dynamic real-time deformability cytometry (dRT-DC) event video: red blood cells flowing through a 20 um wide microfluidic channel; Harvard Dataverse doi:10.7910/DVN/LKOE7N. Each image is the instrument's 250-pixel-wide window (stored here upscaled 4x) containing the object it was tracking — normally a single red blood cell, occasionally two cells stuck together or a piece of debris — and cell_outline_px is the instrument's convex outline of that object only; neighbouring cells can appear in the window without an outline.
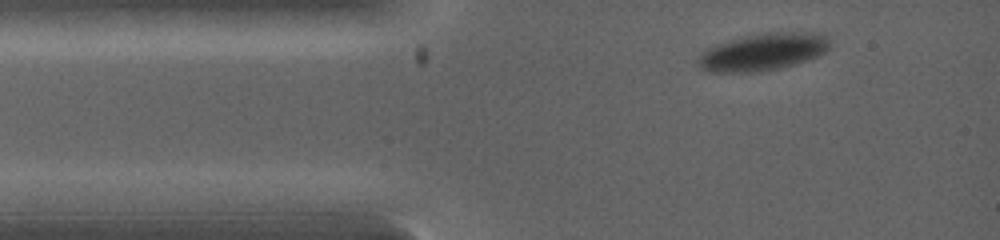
{"species": "common noctule bat (a hibernating species)", "species_latin": "Nyctalus noctula", "temperature_condition": "warm", "stored_images_in_passage": 2, "camera_frame_rate_fps": 5000, "um_per_image_px": 0.085, "animal": {"sex": "female", "body_mass_g": 19.0, "forearm_length_mm": 53.3}, "frame": {"image": 1, "passage_image": 1, "time_ms": 0.0, "image_size_px": [1000, 240], "cell_outline_px": [[828, 48], [824, 52], [816, 56], [780, 68], [756, 72], [708, 72], [700, 68], [696, 60], [700, 52], [708, 48], [744, 36], [768, 32], [812, 32], [828, 36]], "centroid_in_image_um": [64.8, 4.41], "position_along_channel_um": 20.2, "area_um2": 28.26}}